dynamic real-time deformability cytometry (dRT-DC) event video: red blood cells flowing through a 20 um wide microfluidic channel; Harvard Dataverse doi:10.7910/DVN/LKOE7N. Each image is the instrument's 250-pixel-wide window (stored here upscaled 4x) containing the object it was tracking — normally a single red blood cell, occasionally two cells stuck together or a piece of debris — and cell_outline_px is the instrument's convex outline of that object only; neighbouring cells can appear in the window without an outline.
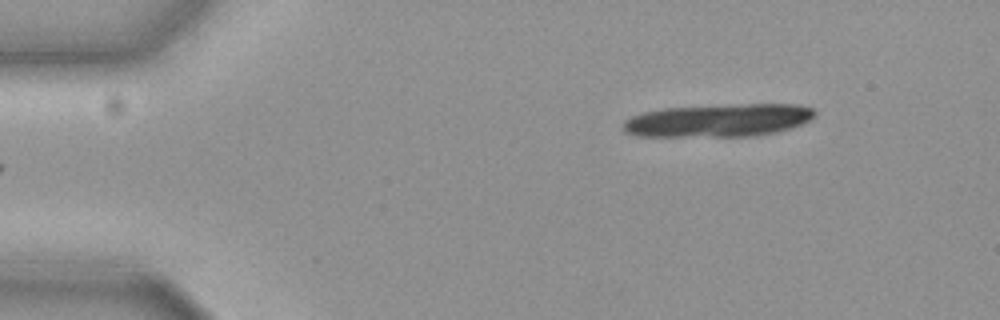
{"species": "common noctule bat (a hibernating species)", "species_latin": "Nyctalus noctula", "temperature_condition": "cold", "stored_images_in_passage": 13, "camera_frame_rate_fps": 3000, "um_per_image_px": 0.085, "animal": {"sex": "female", "body_mass_g": 19.3, "forearm_length_mm": 54.1}, "frame": {"image": 1, "passage_image": 1, "time_ms": 0.0, "image_size_px": [1000, 320], "cell_outline_px": [[816, 112], [808, 120], [800, 124], [776, 132], [756, 136], [640, 136], [628, 132], [624, 128], [624, 120], [632, 116], [644, 112], [664, 108], [744, 104], [796, 104], [812, 108]], "centroid_in_image_um": [61.08, 10.23], "position_along_channel_um": 23.9, "area_um2": 36.3}}